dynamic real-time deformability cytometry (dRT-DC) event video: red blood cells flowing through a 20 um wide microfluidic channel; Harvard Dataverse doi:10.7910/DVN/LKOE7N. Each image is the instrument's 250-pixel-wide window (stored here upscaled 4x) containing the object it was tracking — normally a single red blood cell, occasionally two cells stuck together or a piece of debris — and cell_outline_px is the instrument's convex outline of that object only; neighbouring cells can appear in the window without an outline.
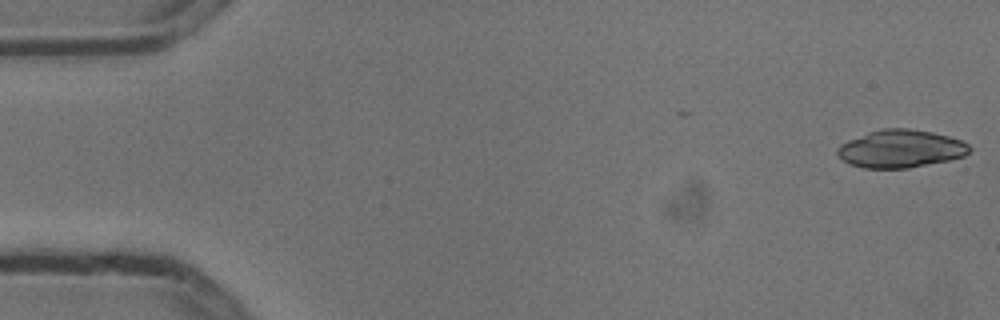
{"species": "common noctule bat (a hibernating species)", "species_latin": "Nyctalus noctula", "temperature_condition": "cold", "stored_images_in_passage": 4, "camera_frame_rate_fps": 3000, "um_per_image_px": 0.085, "animal": {"sex": "male", "body_mass_g": 13.3}, "frame": {"image": 1, "passage_image": 1, "time_ms": 0.0, "image_size_px": [1000, 320], "cell_outline_px": [[972, 148], [964, 156], [948, 160], [908, 168], [864, 168], [848, 164], [836, 152], [836, 148], [840, 144], [848, 140], [868, 132], [884, 128], [908, 128], [932, 132], [948, 136], [960, 140], [968, 144]], "centroid_in_image_um": [76.54, 12.64], "position_along_channel_um": 8.5, "area_um2": 29.02}}